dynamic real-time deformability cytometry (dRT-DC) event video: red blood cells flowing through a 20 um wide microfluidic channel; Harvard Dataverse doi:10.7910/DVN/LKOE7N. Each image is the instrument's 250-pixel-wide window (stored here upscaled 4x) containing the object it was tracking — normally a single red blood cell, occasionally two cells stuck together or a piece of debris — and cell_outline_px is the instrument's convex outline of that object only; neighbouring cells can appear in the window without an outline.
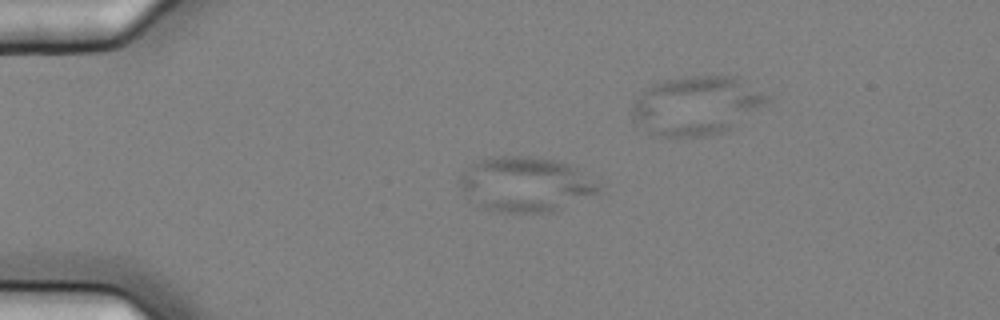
{"species": "common noctule bat (a hibernating species)", "species_latin": "Nyctalus noctula", "temperature_condition": "cold", "stored_images_in_passage": 3, "camera_frame_rate_fps": 3000, "um_per_image_px": 0.085, "animal": {"sex": "female", "body_mass_g": 25.1}, "frame": {"image": 1, "passage_image": 1, "time_ms": 0.0, "image_size_px": [1000, 320], "cell_outline_px": [[604, 192], [552, 212], [496, 212], [484, 208], [468, 196], [460, 188], [460, 176], [464, 168], [476, 160], [488, 156], [536, 156], [556, 160], [568, 164], [576, 168], [604, 184]], "centroid_in_image_um": [44.74, 15.65], "position_along_channel_um": 40.3, "area_um2": 45.26}}